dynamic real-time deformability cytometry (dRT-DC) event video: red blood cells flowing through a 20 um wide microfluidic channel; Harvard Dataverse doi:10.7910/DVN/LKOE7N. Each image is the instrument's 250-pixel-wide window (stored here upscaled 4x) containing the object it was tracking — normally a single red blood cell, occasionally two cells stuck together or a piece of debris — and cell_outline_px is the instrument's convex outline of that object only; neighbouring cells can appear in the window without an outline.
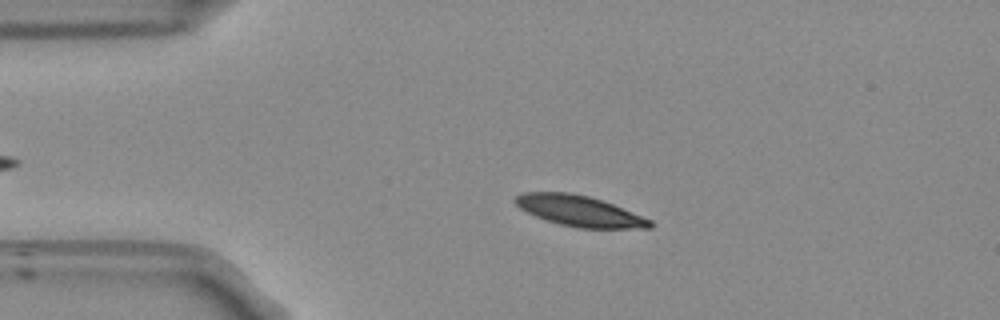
{"species": "Egyptian fruit bat (a non-hibernating species)", "species_latin": "Rousettus aegyptiacus", "temperature_condition": "room temperature", "stored_images_in_passage": 46, "camera_frame_rate_fps": 3000, "um_per_image_px": 0.085, "frame": {"image": 1, "passage_image": 10, "time_ms": 3.0, "image_size_px": [1000, 320], "cell_outline_px": [[652, 228], [576, 228], [560, 224], [536, 216], [520, 208], [512, 200], [516, 196], [524, 192], [568, 192], [588, 196], [612, 204], [652, 220]], "centroid_in_image_um": [49.23, 17.93], "position_along_channel_um": 35.8, "area_um2": 23.81}}
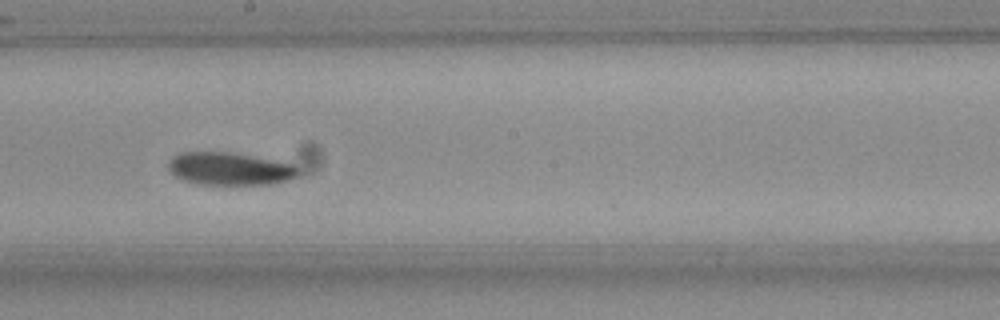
{"frame": {"image": 2, "passage_image": 28, "time_ms": 9.0, "image_size_px": [1000, 320], "cell_outline_px": [[300, 172], [296, 176], [288, 180], [272, 184], [200, 184], [180, 180], [168, 168], [168, 160], [172, 156], [180, 152], [232, 152], [292, 164]], "centroid_in_image_um": [19.47, 14.34], "position_along_channel_um": 228.7, "area_um2": 24.68}}
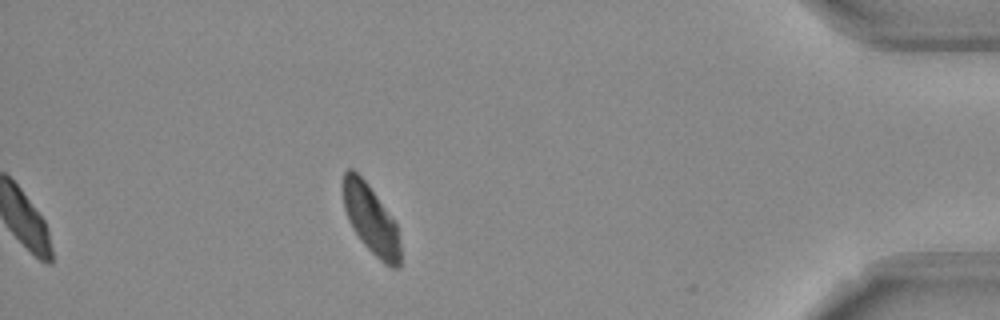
{"frame": {"image": 3, "passage_image": 46, "time_ms": 15.0, "image_size_px": [1000, 320], "cell_outline_px": [[400, 268], [392, 268], [384, 264], [360, 240], [352, 228], [348, 220], [344, 208], [344, 172], [348, 168], [352, 168], [368, 184], [396, 224], [400, 244]], "centroid_in_image_um": [31.53, 18.69], "position_along_channel_um": 403.7, "area_um2": 22.6}, "authors_computed_cell_mechanics": {"area_um2": 24.7962, "velocity_mm_per_s": 3.7625, "shape_relaxation_time_tau1_ms": 3.2683, "shape_relaxation_time_tau2_ms": null, "deformation_change_tau1": 0.0991, "deformation_change_tau2": null}}